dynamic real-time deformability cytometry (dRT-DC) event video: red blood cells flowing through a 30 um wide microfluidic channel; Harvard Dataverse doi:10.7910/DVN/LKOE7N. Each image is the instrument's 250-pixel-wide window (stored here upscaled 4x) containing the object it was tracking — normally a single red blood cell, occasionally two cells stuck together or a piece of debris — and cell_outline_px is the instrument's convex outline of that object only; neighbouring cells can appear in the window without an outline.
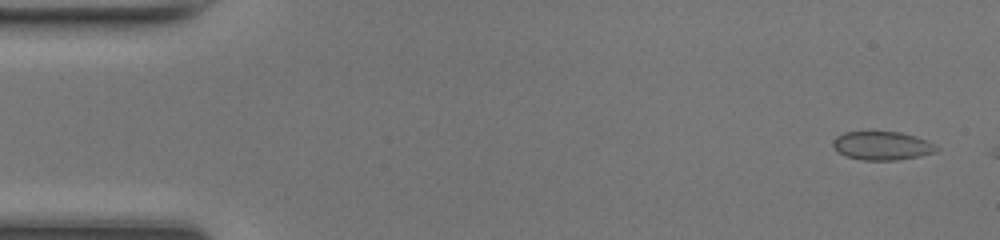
{"species": "common noctule bat (a hibernating species)", "species_latin": "Nyctalus noctula", "temperature_condition": "room temperature", "stored_images_in_passage": 44, "camera_frame_rate_fps": 3000, "um_per_image_px": 0.085, "animal": {"sex": "female", "body_mass_g": 17.0, "forearm_length_mm": 48.0}, "frame": {"image": 1, "passage_image": 2, "time_ms": 0.333, "image_size_px": [1000, 240], "cell_outline_px": [[940, 148], [936, 152], [920, 156], [896, 160], [860, 160], [848, 156], [840, 152], [832, 144], [832, 140], [836, 136], [844, 132], [900, 132], [916, 136], [928, 140], [936, 144]], "centroid_in_image_um": [75.03, 12.38], "position_along_channel_um": 10.0, "area_um2": 17.28}}
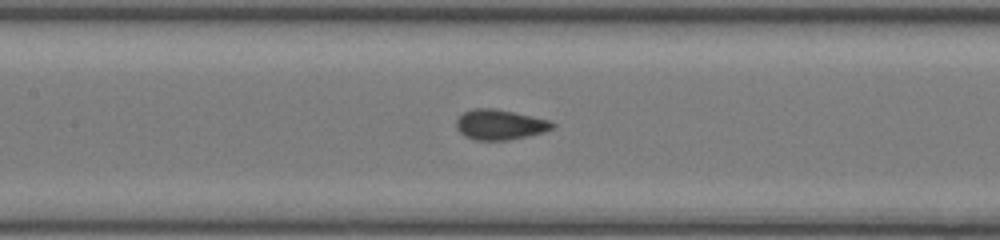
{"frame": {"image": 2, "passage_image": 22, "time_ms": 7.0, "image_size_px": [1000, 240], "cell_outline_px": [[556, 128], [544, 132], [528, 136], [508, 140], [476, 140], [464, 136], [456, 128], [456, 120], [464, 112], [472, 108], [496, 108], [532, 116], [548, 120], [556, 124]], "centroid_in_image_um": [42.5, 10.59], "position_along_channel_um": 164.9, "area_um2": 17.05}}
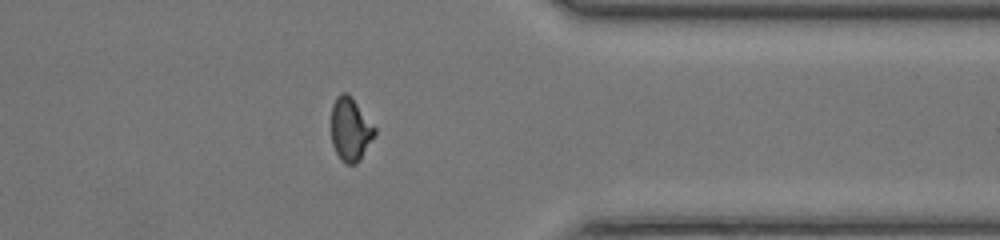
{"frame": {"image": 3, "passage_image": 38, "time_ms": 12.333, "image_size_px": [1000, 240], "cell_outline_px": [[376, 132], [360, 160], [356, 164], [344, 164], [340, 160], [332, 144], [332, 104], [336, 96], [340, 92], [348, 92], [352, 96], [376, 128]], "centroid_in_image_um": [29.78, 10.97], "position_along_channel_um": 381.6, "area_um2": 16.18}, "authors_computed_cell_mechanics": {"area_um2": 16.8198, "velocity_mm_per_s": 4.2905, "shape_relaxation_time_tau1_ms": 9.5499, "shape_relaxation_time_tau2_ms": null, "deformation_change_tau1": 0.1997, "deformation_change_tau2": null}}